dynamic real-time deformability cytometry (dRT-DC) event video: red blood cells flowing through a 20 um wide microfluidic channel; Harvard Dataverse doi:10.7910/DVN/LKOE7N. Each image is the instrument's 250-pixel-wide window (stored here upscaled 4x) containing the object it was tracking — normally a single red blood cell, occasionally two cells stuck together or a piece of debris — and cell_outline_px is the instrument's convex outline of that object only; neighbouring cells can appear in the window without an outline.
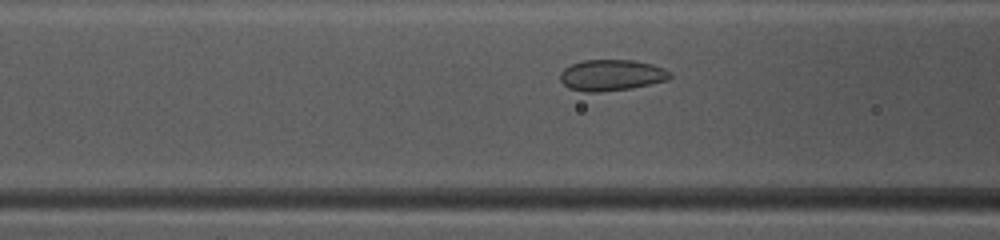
{"species": "common noctule bat (a hibernating species)", "species_latin": "Nyctalus noctula", "temperature_condition": "warm", "stored_images_in_passage": 42, "camera_frame_rate_fps": 3000, "um_per_image_px": 0.085, "animal": {"sex": "female", "body_mass_g": 10.0, "forearm_length_mm": 53.1}, "frame": {"image": 1, "passage_image": 20, "time_ms": 6.333, "image_size_px": [1000, 240], "cell_outline_px": [[672, 76], [668, 80], [632, 88], [600, 92], [588, 92], [568, 88], [560, 80], [560, 72], [564, 68], [572, 64], [584, 60], [632, 60], [652, 64], [664, 68], [672, 72]], "centroid_in_image_um": [51.99, 6.39], "position_along_channel_um": 114.6, "area_um2": 20.0}}
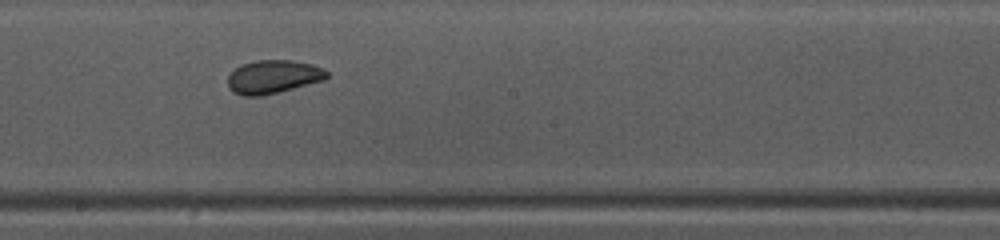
{"frame": {"image": 2, "passage_image": 28, "time_ms": 9.0, "image_size_px": [1000, 240], "cell_outline_px": [[328, 76], [324, 80], [280, 92], [260, 96], [240, 96], [232, 92], [228, 88], [228, 76], [240, 64], [256, 60], [292, 60], [312, 64], [324, 68], [328, 72]], "centroid_in_image_um": [23.21, 6.53], "position_along_channel_um": 225.0, "area_um2": 19.54}}
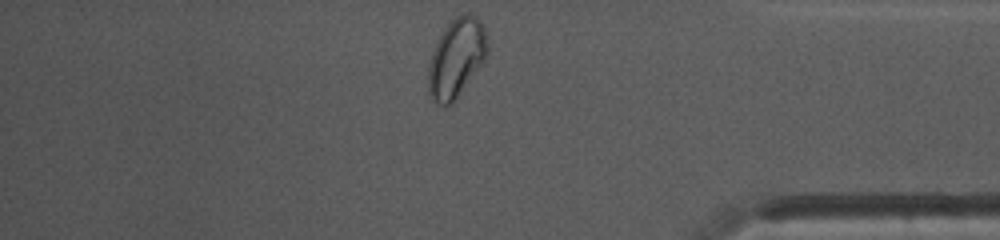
{"frame": {"image": 3, "passage_image": 42, "time_ms": 13.667, "image_size_px": [1000, 240], "cell_outline_px": [[488, 52], [484, 60], [456, 100], [452, 104], [436, 104], [428, 96], [428, 64], [432, 52], [444, 28], [460, 12], [476, 16], [480, 20], [484, 28], [488, 44]], "centroid_in_image_um": [38.78, 4.94], "position_along_channel_um": 396.4, "area_um2": 27.22}, "authors_computed_cell_mechanics": {"area_um2": 20.4034, "velocity_mm_per_s": 4.1217, "shape_relaxation_time_tau1_ms": 4.0465, "shape_relaxation_time_tau2_ms": 0.9463, "deformation_change_tau1": 0.0979, "deformation_change_tau2": 0.0301}}